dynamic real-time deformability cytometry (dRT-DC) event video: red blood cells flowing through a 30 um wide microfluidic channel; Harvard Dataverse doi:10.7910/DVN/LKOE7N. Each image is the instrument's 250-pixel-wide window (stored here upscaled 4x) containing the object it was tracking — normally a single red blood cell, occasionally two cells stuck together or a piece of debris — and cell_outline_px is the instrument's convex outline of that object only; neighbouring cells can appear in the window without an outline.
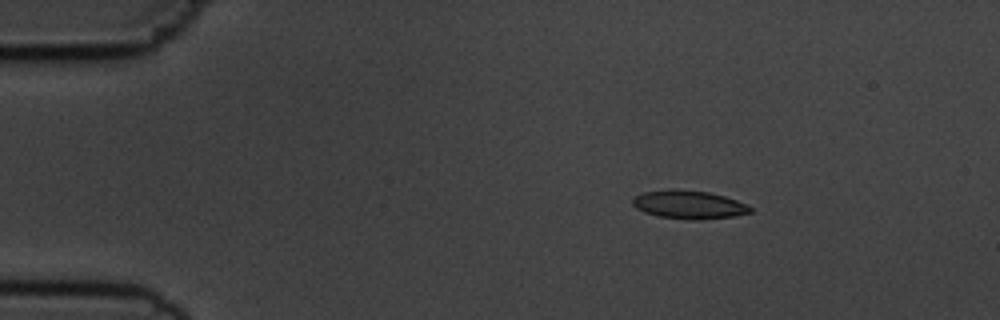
{"species": "common noctule bat (a hibernating species)", "species_latin": "Nyctalus noctula", "temperature_condition": "cold", "stored_images_in_passage": 5, "camera_frame_rate_fps": 3000, "um_per_image_px": 0.085, "animal": {"sex": "male", "body_mass_g": 19.5, "forearm_length_mm": 54.6}, "frame": {"image": 1, "passage_image": 3, "time_ms": 2.333, "image_size_px": [1000, 320], "cell_outline_px": [[752, 212], [732, 216], [700, 220], [692, 220], [660, 216], [644, 212], [636, 208], [632, 204], [632, 200], [636, 196], [644, 192], [672, 188], [676, 188], [708, 192], [724, 196], [748, 204], [752, 208]], "centroid_in_image_um": [58.56, 17.38], "position_along_channel_um": 26.4, "area_um2": 19.48}}